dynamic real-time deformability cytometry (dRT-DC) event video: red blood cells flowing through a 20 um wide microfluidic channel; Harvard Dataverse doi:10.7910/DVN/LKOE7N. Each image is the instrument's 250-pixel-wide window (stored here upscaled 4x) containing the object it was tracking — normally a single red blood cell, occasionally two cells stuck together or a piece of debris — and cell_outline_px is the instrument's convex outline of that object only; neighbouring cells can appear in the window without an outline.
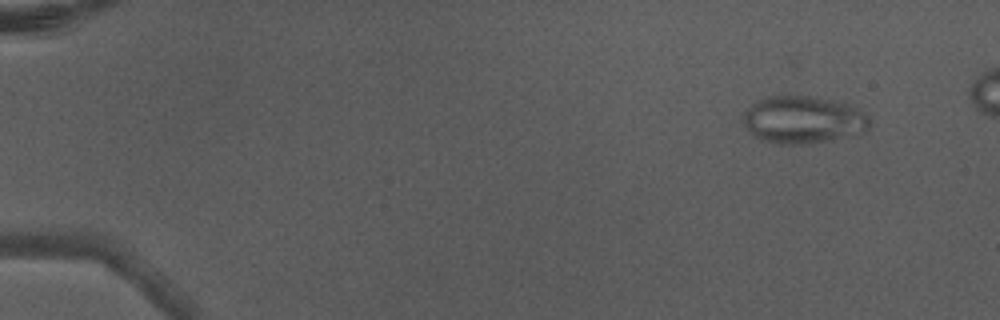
{"species": "Egyptian fruit bat (a non-hibernating species)", "species_latin": "Rousettus aegyptiacus", "temperature_condition": "warm", "stored_images_in_passage": 6, "camera_frame_rate_fps": 3000, "um_per_image_px": 0.085, "animal": {"sex": "male"}, "frame": {"image": 1, "passage_image": 1, "time_ms": 0.0, "image_size_px": [1000, 320], "cell_outline_px": [[868, 128], [860, 132], [824, 140], [792, 144], [788, 144], [764, 140], [756, 136], [748, 128], [744, 120], [744, 112], [756, 100], [768, 96], [808, 96], [840, 100], [852, 104], [868, 116]], "centroid_in_image_um": [68.27, 10.12], "position_along_channel_um": 16.7, "area_um2": 34.04}}